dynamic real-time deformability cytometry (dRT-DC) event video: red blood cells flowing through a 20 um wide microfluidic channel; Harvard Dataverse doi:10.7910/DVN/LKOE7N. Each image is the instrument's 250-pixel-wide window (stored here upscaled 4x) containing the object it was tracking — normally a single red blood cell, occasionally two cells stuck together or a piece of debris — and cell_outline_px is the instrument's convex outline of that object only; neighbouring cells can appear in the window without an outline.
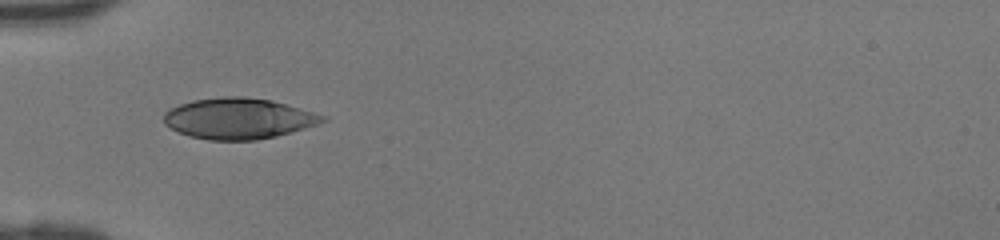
{"species": "human", "species_latin": "Homo sapiens", "temperature_condition": "room temperature", "stored_images_in_passage": 31, "camera_frame_rate_fps": 3000, "um_per_image_px": 0.085, "donor": {"sex": "female"}, "frame": {"image": 1, "passage_image": 1, "time_ms": 0.0, "image_size_px": [1000, 240], "cell_outline_px": [[328, 120], [292, 132], [276, 136], [256, 140], [208, 140], [188, 136], [164, 124], [164, 112], [180, 104], [192, 100], [224, 96], [244, 96], [272, 100], [328, 116]], "centroid_in_image_um": [20.28, 10.07], "position_along_channel_um": 64.7, "area_um2": 37.86}}
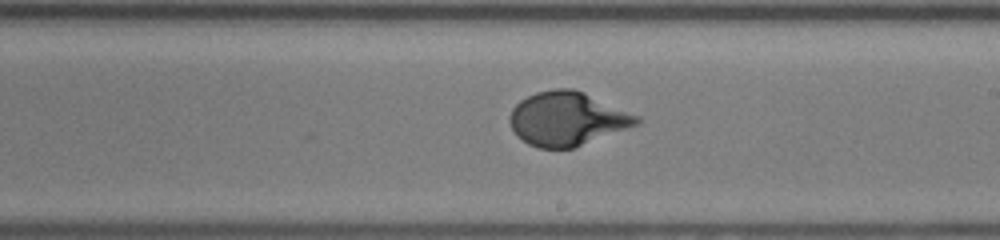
{"frame": {"image": 2, "passage_image": 13, "time_ms": 4.0, "image_size_px": [1000, 240], "cell_outline_px": [[640, 124], [572, 148], [540, 148], [528, 144], [516, 136], [508, 120], [508, 116], [512, 108], [520, 100], [536, 92], [556, 88], [572, 88], [584, 92], [640, 116]], "centroid_in_image_um": [48.19, 10.09], "position_along_channel_um": 240.8, "area_um2": 39.82}}
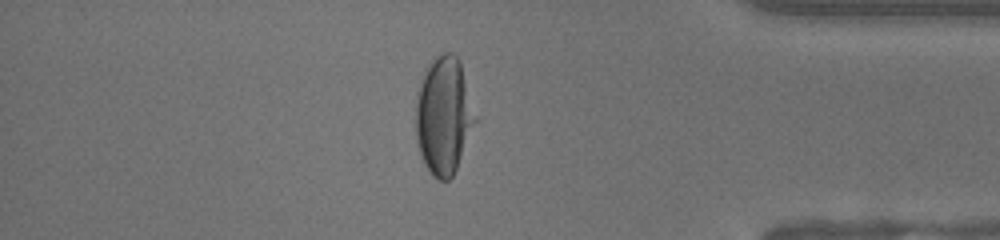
{"frame": {"image": 3, "passage_image": 25, "time_ms": 8.0, "image_size_px": [1000, 240], "cell_outline_px": [[476, 120], [456, 168], [452, 176], [448, 180], [440, 180], [432, 176], [428, 172], [420, 156], [416, 140], [416, 92], [424, 72], [436, 56], [444, 52], [452, 52], [460, 60]], "centroid_in_image_um": [37.68, 9.84], "position_along_channel_um": 397.5, "area_um2": 40.34}}